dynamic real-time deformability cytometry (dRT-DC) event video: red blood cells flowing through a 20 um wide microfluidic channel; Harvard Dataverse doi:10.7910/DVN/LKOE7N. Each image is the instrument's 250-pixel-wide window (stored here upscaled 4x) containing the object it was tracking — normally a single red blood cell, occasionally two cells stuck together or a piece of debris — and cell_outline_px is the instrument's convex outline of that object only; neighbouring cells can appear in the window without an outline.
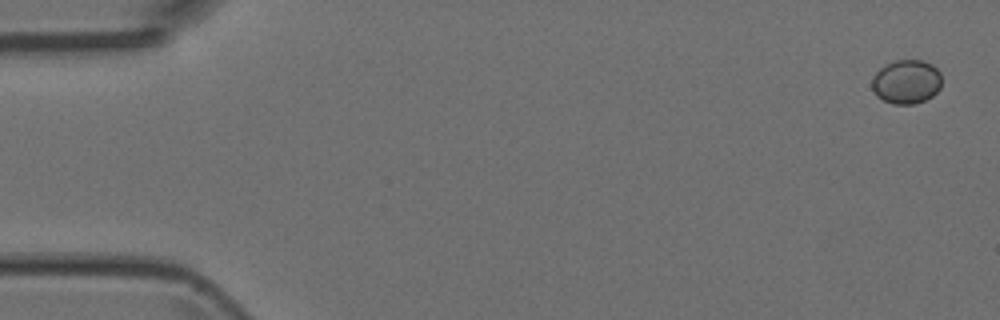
{"species": "Egyptian fruit bat (a non-hibernating species)", "species_latin": "Rousettus aegyptiacus", "temperature_condition": "room temperature", "stored_images_in_passage": 6, "camera_frame_rate_fps": 3000, "um_per_image_px": 0.085, "animal": {"sex": "female"}, "frame": {"image": 1, "passage_image": 1, "time_ms": 0.0, "image_size_px": [1000, 320], "cell_outline_px": [[940, 88], [932, 96], [924, 100], [912, 104], [892, 104], [876, 96], [872, 88], [872, 76], [880, 68], [896, 60], [924, 60], [932, 64], [940, 72]], "centroid_in_image_um": [77.03, 6.95], "position_along_channel_um": 8.0, "area_um2": 17.86}}
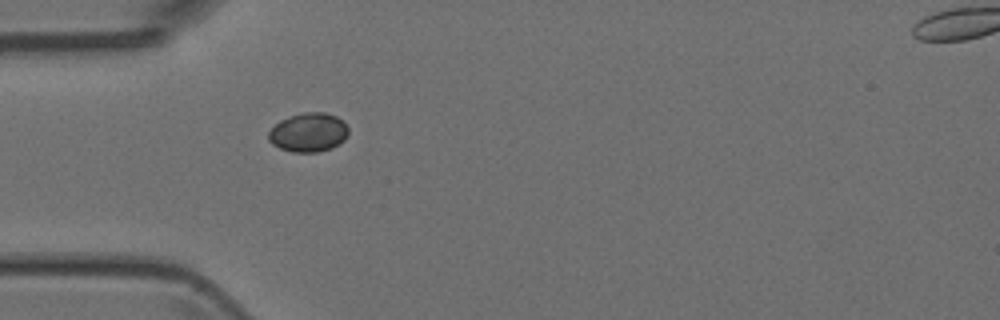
{"frame": {"image": 2, "passage_image": 5, "time_ms": 4.667, "image_size_px": [1000, 320], "cell_outline_px": [[348, 136], [340, 144], [332, 148], [316, 152], [292, 152], [280, 148], [272, 144], [268, 140], [268, 132], [280, 120], [304, 112], [324, 112], [336, 116], [348, 128]], "centroid_in_image_um": [26.22, 11.27], "position_along_channel_um": 58.8, "area_um2": 18.09}}